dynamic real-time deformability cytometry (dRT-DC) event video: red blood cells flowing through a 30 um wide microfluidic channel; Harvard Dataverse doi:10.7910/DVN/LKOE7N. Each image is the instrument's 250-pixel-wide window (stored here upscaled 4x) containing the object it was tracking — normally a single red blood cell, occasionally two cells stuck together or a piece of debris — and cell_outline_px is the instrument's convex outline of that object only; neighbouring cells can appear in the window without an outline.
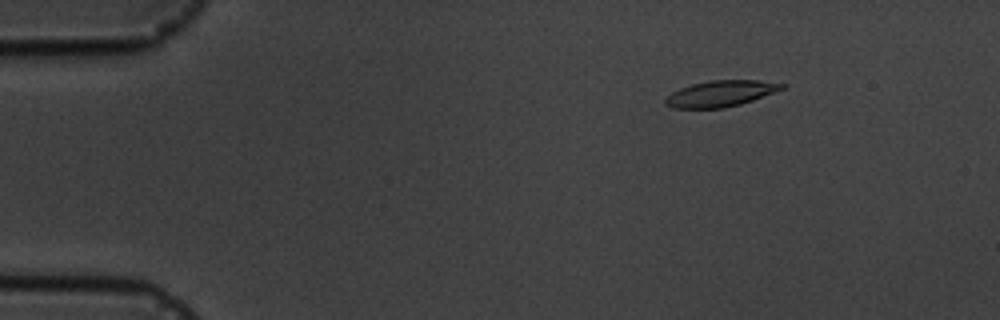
{"species": "common noctule bat (a hibernating species)", "species_latin": "Nyctalus noctula", "temperature_condition": "cold", "stored_images_in_passage": 4, "segment_of_instrument_passage": [1, 2], "camera_frame_rate_fps": 3000, "um_per_image_px": 0.085, "animal": {"sex": "male", "body_mass_g": 19.5, "forearm_length_mm": 54.6}, "frame": {"image": 1, "passage_image": 1, "time_ms": 0.0, "image_size_px": [1000, 320], "cell_outline_px": [[788, 84], [784, 88], [752, 100], [740, 104], [724, 108], [676, 108], [664, 104], [664, 100], [672, 92], [680, 88], [692, 84], [712, 80], [760, 80]], "centroid_in_image_um": [61.26, 7.95], "position_along_channel_um": 23.7, "area_um2": 17.57}}